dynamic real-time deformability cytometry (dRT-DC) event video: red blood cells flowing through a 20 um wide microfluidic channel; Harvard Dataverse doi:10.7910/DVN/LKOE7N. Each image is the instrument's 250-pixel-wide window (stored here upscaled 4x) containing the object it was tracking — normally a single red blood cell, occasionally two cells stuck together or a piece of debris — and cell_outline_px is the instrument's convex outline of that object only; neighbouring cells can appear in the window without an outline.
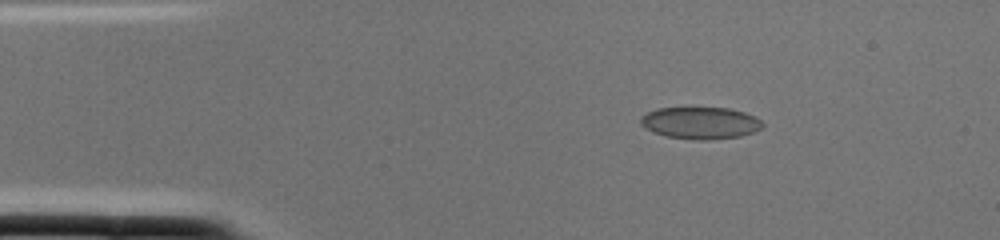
{"species": "common noctule bat (a hibernating species)", "species_latin": "Nyctalus noctula", "temperature_condition": "cold", "stored_images_in_passage": 1, "camera_frame_rate_fps": 3000, "um_per_image_px": 0.085, "animal": {"sex": "female", "body_mass_g": 22.0, "forearm_length_mm": 56.7}, "frame": {"image": 1, "passage_image": 1, "time_ms": 0.0, "image_size_px": [1000, 240], "cell_outline_px": [[764, 124], [760, 128], [752, 132], [740, 136], [708, 140], [696, 140], [664, 136], [652, 132], [644, 128], [640, 124], [640, 116], [656, 108], [728, 108], [744, 112], [756, 116]], "centroid_in_image_um": [59.49, 10.45], "position_along_channel_um": 25.5, "area_um2": 22.83}}